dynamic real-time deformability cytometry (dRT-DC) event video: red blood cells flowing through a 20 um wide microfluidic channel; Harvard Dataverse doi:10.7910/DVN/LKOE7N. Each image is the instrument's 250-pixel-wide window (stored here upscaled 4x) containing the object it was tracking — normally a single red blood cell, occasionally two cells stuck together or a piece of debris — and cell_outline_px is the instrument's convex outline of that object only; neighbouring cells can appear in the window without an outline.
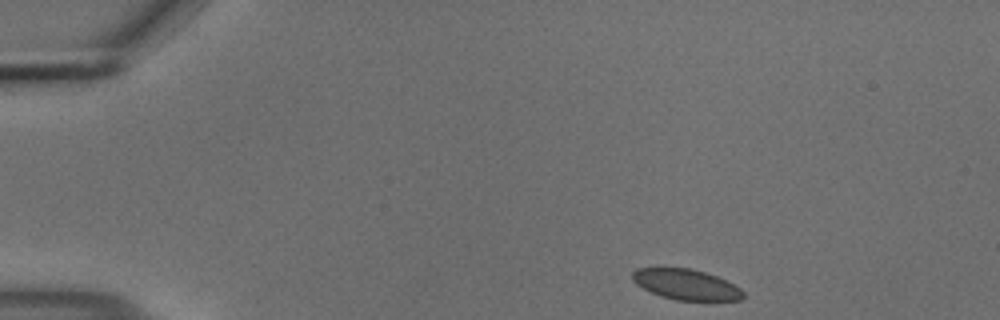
{"species": "common noctule bat (a hibernating species)", "species_latin": "Nyctalus noctula", "temperature_condition": "cold", "stored_images_in_passage": 26, "camera_frame_rate_fps": 3000, "um_per_image_px": 0.085, "animal": {"sex": "male", "body_mass_g": 18.8}, "frame": {"image": 1, "passage_image": 1, "time_ms": 0.0, "image_size_px": [1000, 320], "cell_outline_px": [[744, 296], [740, 300], [676, 300], [660, 296], [636, 284], [632, 280], [632, 272], [636, 268], [692, 268], [716, 276], [740, 288], [744, 292]], "centroid_in_image_um": [58.29, 24.18], "position_along_channel_um": 26.7, "area_um2": 19.54}}
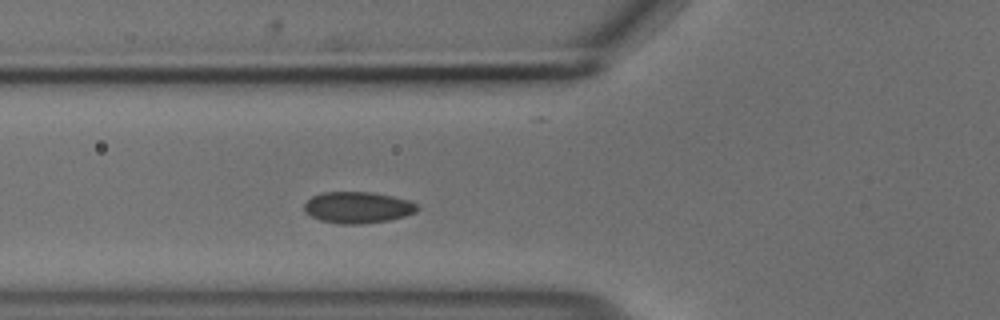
{"frame": {"image": 2, "passage_image": 13, "time_ms": 4.0, "image_size_px": [1000, 320], "cell_outline_px": [[416, 212], [404, 216], [388, 220], [360, 224], [340, 224], [320, 220], [304, 212], [304, 204], [312, 196], [324, 192], [372, 192], [392, 196], [408, 200], [416, 204]], "centroid_in_image_um": [30.37, 17.63], "position_along_channel_um": 95.4, "area_um2": 20.52}}
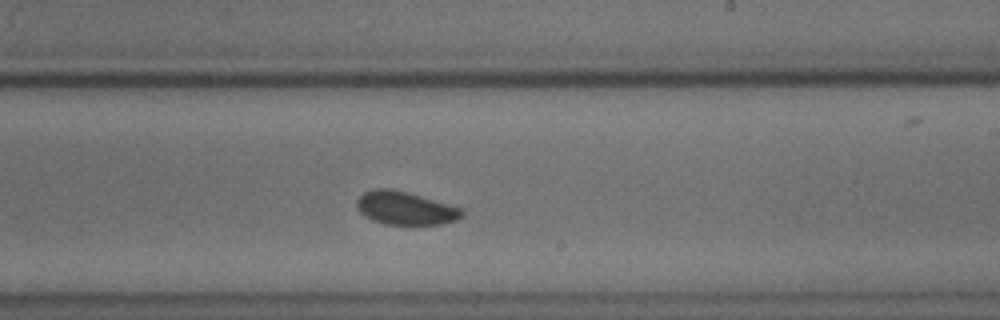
{"frame": {"image": 3, "passage_image": 26, "time_ms": 8.333, "image_size_px": [1000, 320], "cell_outline_px": [[464, 216], [456, 220], [444, 224], [384, 224], [372, 220], [364, 216], [356, 208], [356, 200], [364, 192], [372, 188], [392, 188], [408, 192], [464, 208]], "centroid_in_image_um": [34.46, 17.68], "position_along_channel_um": 254.5, "area_um2": 20.69}}